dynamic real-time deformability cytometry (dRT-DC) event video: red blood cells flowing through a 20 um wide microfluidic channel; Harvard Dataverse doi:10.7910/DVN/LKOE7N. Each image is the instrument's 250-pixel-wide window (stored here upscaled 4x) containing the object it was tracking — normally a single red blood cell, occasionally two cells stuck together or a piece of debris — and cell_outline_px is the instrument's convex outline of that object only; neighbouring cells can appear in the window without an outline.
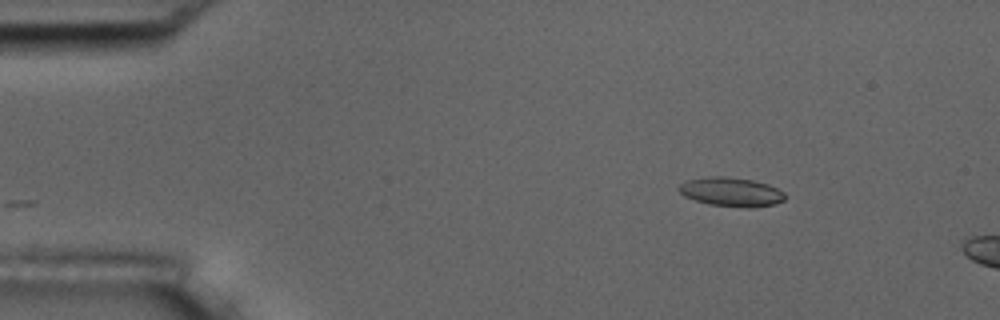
{"species": "common noctule bat (a hibernating species)", "species_latin": "Nyctalus noctula", "temperature_condition": "room temperature", "stored_images_in_passage": 6, "camera_frame_rate_fps": 3000, "um_per_image_px": 0.085, "animal": {"sex": "male", "body_mass_g": 17.5, "forearm_length_mm": 52.3}, "frame": {"image": 1, "passage_image": 1, "time_ms": 0.0, "image_size_px": [1000, 320], "cell_outline_px": [[784, 200], [776, 204], [752, 208], [748, 208], [708, 204], [684, 196], [676, 188], [680, 184], [688, 180], [708, 176], [724, 176], [752, 180], [768, 184], [784, 192]], "centroid_in_image_um": [62.15, 16.31], "position_along_channel_um": 22.9, "area_um2": 17.98}}